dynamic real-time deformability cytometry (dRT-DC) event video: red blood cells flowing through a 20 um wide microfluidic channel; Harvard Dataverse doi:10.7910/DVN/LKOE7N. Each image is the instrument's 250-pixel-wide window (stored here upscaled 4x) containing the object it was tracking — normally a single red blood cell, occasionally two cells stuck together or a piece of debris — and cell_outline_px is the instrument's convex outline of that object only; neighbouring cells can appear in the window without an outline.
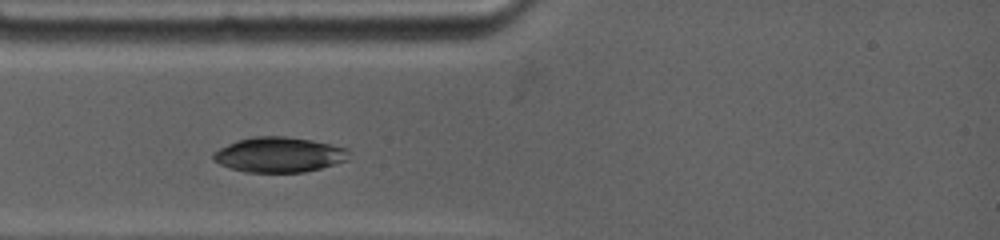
{"species": "common noctule bat (a hibernating species)", "species_latin": "Nyctalus noctula", "temperature_condition": "warm", "stored_images_in_passage": 12, "camera_frame_rate_fps": 4500, "um_per_image_px": 0.085, "animal": {"sex": "female", "body_mass_g": 19.0, "forearm_length_mm": 53.3}, "frame": {"image": 1, "passage_image": 1, "time_ms": 0.0, "image_size_px": [1000, 240], "cell_outline_px": [[348, 160], [320, 168], [304, 172], [244, 172], [220, 164], [212, 160], [212, 152], [236, 140], [252, 136], [284, 136], [312, 140], [332, 144], [348, 148]], "centroid_in_image_um": [23.7, 13.14], "position_along_channel_um": 61.3, "area_um2": 27.86}}
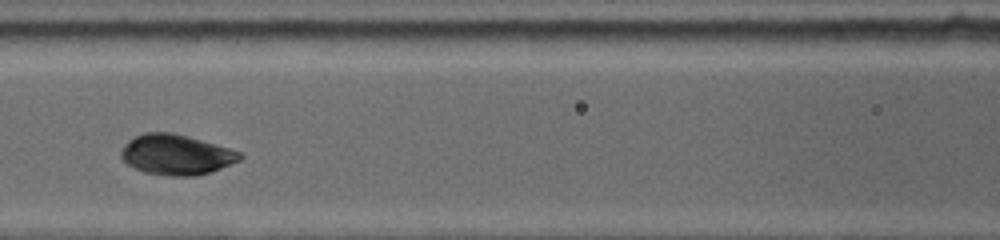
{"frame": {"image": 2, "passage_image": 6, "time_ms": 2.444, "image_size_px": [1000, 240], "cell_outline_px": [[244, 156], [240, 160], [212, 172], [196, 176], [168, 176], [144, 172], [128, 164], [120, 156], [120, 152], [124, 144], [128, 140], [144, 132], [172, 132], [188, 136], [228, 148], [240, 152]], "centroid_in_image_um": [14.97, 13.15], "position_along_channel_um": 151.6, "area_um2": 27.92}}
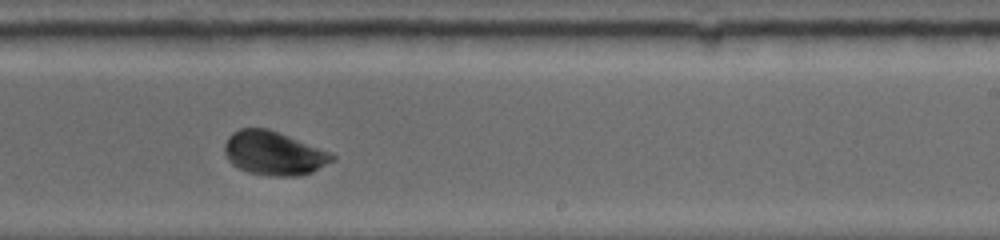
{"frame": {"image": 3, "passage_image": 12, "time_ms": 5.556, "image_size_px": [1000, 240], "cell_outline_px": [[336, 160], [312, 172], [300, 176], [268, 176], [248, 172], [232, 164], [228, 160], [224, 152], [224, 144], [228, 136], [232, 132], [240, 128], [268, 128], [280, 132], [332, 152], [336, 156]], "centroid_in_image_um": [23.3, 13.02], "position_along_channel_um": 265.7, "area_um2": 27.92}}